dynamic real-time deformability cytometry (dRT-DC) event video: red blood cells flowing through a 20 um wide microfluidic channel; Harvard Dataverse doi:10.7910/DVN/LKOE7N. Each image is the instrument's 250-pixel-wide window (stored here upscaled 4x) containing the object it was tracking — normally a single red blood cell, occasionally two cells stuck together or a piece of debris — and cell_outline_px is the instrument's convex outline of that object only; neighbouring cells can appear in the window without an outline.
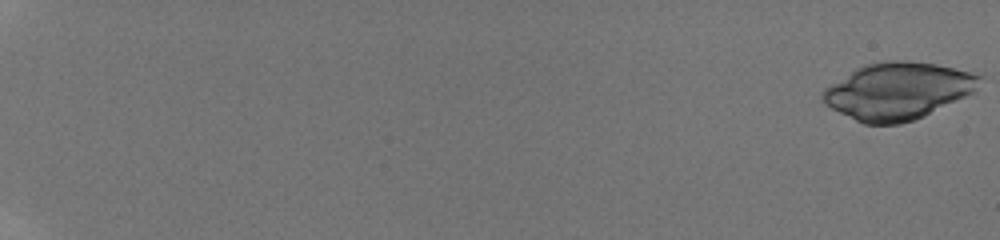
{"species": "human", "species_latin": "Homo sapiens", "temperature_condition": "room temperature", "stored_images_in_passage": 51, "camera_frame_rate_fps": 3000, "um_per_image_px": 0.085, "donor": {"sex": "male"}, "frame": {"image": 1, "passage_image": 1, "time_ms": 0.0, "image_size_px": [1000, 240], "cell_outline_px": [[984, 76], [972, 92], [924, 116], [900, 124], [864, 124], [824, 104], [820, 96], [824, 88], [856, 68], [864, 64], [888, 60], [908, 60], [936, 64]], "centroid_in_image_um": [76.27, 7.72], "position_along_channel_um": 8.7, "area_um2": 51.5}}
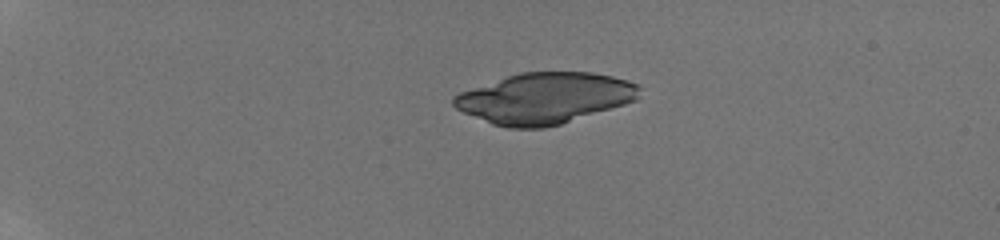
{"frame": {"image": 2, "passage_image": 17, "time_ms": 5.0, "image_size_px": [1000, 240], "cell_outline_px": [[640, 88], [636, 100], [624, 104], [560, 124], [544, 128], [508, 128], [492, 124], [464, 112], [456, 108], [452, 104], [452, 96], [460, 92], [520, 72], [592, 72], [612, 76], [628, 80], [640, 84]], "centroid_in_image_um": [46.3, 8.34], "position_along_channel_um": 38.7, "area_um2": 54.74}}